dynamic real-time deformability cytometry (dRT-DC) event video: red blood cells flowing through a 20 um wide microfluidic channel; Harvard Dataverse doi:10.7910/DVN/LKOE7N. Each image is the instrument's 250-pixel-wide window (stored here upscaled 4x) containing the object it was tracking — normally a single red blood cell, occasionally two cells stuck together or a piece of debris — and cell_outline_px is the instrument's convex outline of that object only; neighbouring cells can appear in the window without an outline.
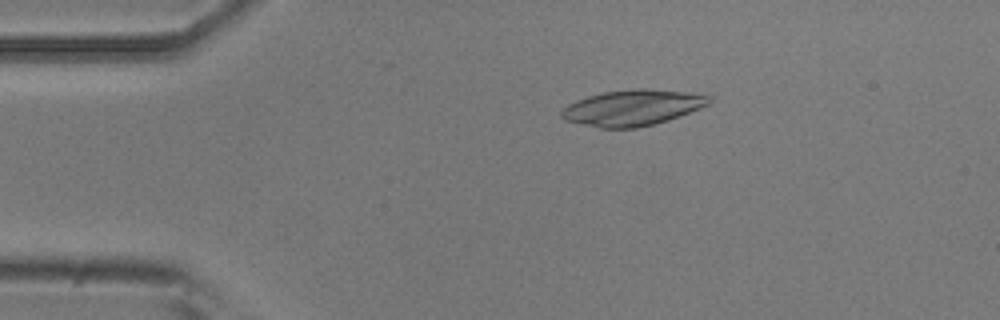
{"species": "common noctule bat (a hibernating species)", "species_latin": "Nyctalus noctula", "temperature_condition": "room temperature", "stored_images_in_passage": 6, "camera_frame_rate_fps": 3000, "um_per_image_px": 0.085, "animal": {"sex": "male", "body_mass_g": 20.5, "forearm_length_mm": 52.5}, "frame": {"image": 1, "passage_image": 3, "time_ms": 0.667, "image_size_px": [1000, 320], "cell_outline_px": [[712, 100], [708, 104], [700, 108], [668, 120], [636, 128], [600, 128], [580, 124], [564, 120], [560, 116], [560, 112], [568, 104], [576, 100], [588, 96], [604, 92], [640, 88], [644, 88], [696, 92], [712, 96]], "centroid_in_image_um": [53.78, 9.14], "position_along_channel_um": 31.2, "area_um2": 30.98}}
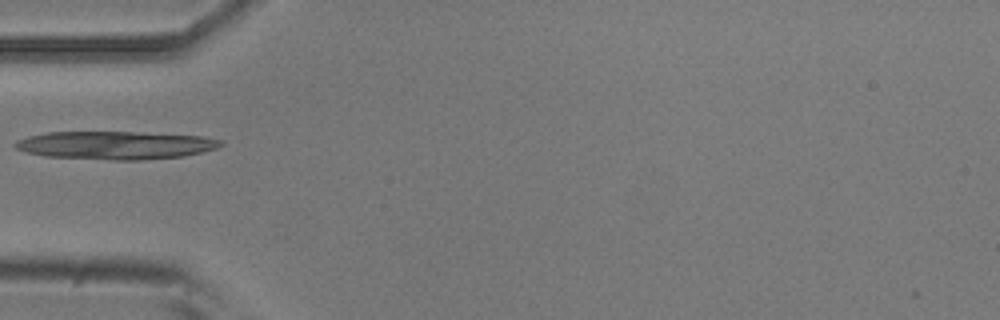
{"frame": {"image": 2, "passage_image": 5, "time_ms": 1.333, "image_size_px": [1000, 320], "cell_outline_px": [[224, 144], [216, 148], [204, 152], [184, 156], [140, 160], [116, 160], [44, 156], [24, 152], [16, 148], [12, 144], [16, 140], [28, 136], [48, 132], [136, 132], [204, 136], [224, 140]], "centroid_in_image_um": [9.83, 12.34], "position_along_channel_um": 75.2, "area_um2": 33.87}}
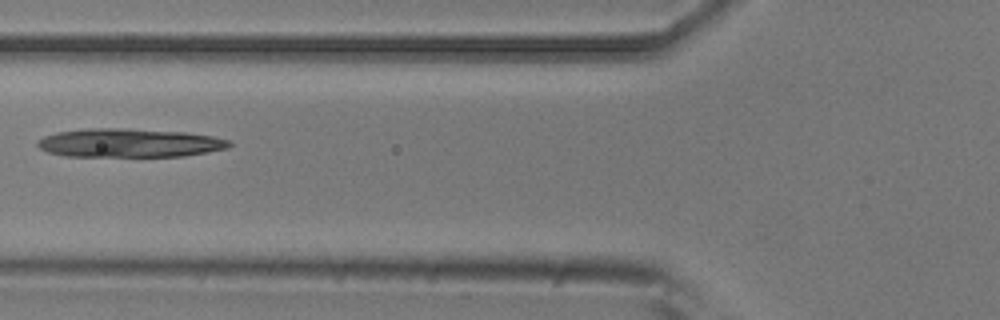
{"frame": {"image": 3, "passage_image": 6, "time_ms": 1.667, "image_size_px": [1000, 320], "cell_outline_px": [[232, 144], [228, 148], [208, 152], [184, 156], [64, 156], [48, 152], [40, 148], [36, 144], [36, 140], [44, 136], [56, 132], [84, 128], [128, 128], [184, 132], [212, 136], [232, 140]], "centroid_in_image_um": [10.99, 12.14], "position_along_channel_um": 114.8, "area_um2": 32.31}}